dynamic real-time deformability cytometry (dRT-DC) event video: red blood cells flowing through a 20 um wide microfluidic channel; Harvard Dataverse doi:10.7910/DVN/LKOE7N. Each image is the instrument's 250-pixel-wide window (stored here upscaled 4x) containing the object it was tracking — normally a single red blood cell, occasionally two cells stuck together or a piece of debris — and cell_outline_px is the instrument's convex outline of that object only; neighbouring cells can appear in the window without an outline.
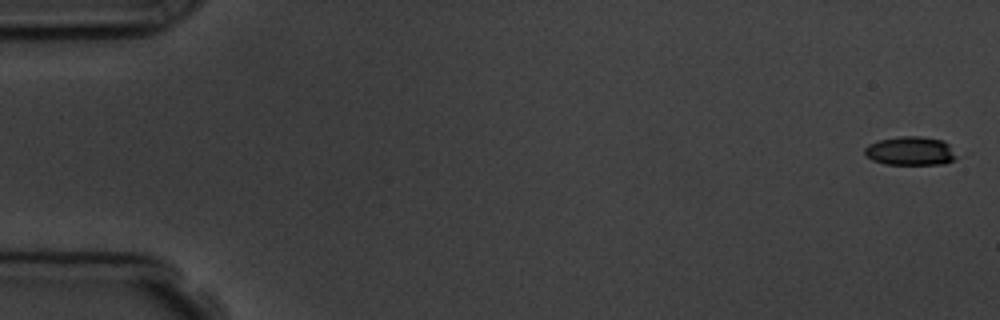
{"species": "common noctule bat (a hibernating species)", "species_latin": "Nyctalus noctula", "temperature_condition": "room temperature", "stored_images_in_passage": 6, "camera_frame_rate_fps": 3000, "um_per_image_px": 0.085, "animal": {"sex": "male", "body_mass_g": 19.5, "forearm_length_mm": 54.6}, "frame": {"image": 1, "passage_image": 1, "time_ms": 0.0, "image_size_px": [1000, 320], "cell_outline_px": [[956, 156], [952, 160], [944, 164], [884, 164], [872, 160], [864, 152], [864, 148], [868, 144], [880, 140], [900, 136], [920, 136], [944, 140], [948, 144]], "centroid_in_image_um": [77.36, 12.83], "position_along_channel_um": 7.6, "area_um2": 15.26}}
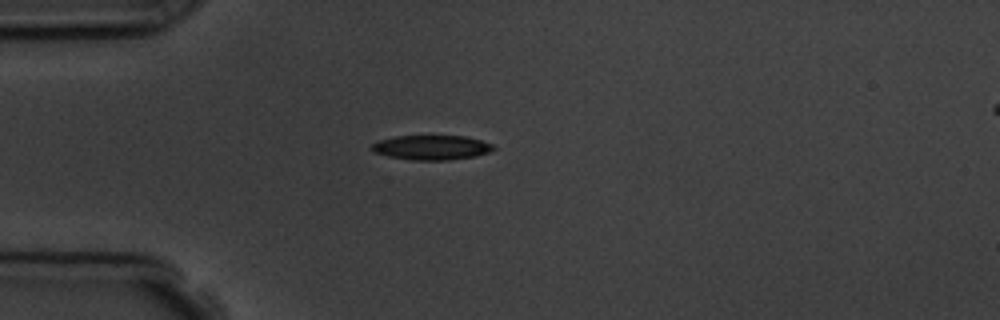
{"frame": {"image": 2, "passage_image": 5, "time_ms": 4.667, "image_size_px": [1000, 320], "cell_outline_px": [[496, 148], [488, 152], [476, 156], [448, 160], [412, 160], [388, 156], [372, 152], [372, 144], [380, 140], [396, 136], [464, 136], [480, 140], [492, 144]], "centroid_in_image_um": [36.68, 12.54], "position_along_channel_um": 48.3, "area_um2": 17.34}}